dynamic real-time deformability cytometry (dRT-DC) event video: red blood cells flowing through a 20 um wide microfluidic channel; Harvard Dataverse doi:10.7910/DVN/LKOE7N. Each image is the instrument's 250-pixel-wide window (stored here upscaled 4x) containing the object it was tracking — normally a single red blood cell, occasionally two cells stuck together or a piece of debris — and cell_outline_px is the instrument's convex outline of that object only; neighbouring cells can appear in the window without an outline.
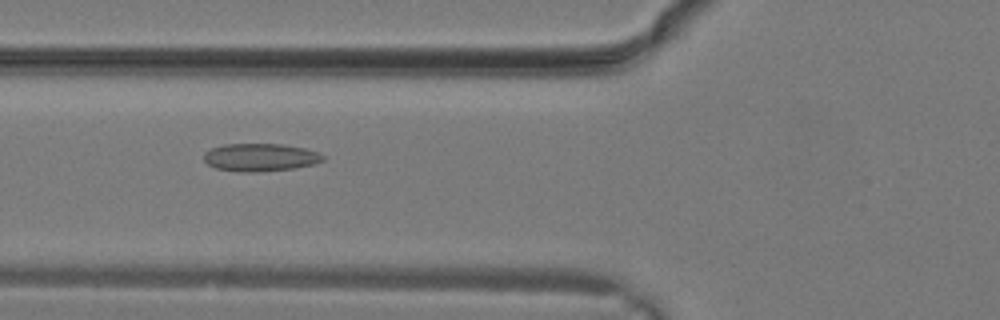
{"species": "common noctule bat (a hibernating species)", "species_latin": "Nyctalus noctula", "temperature_condition": "warm", "stored_images_in_passage": 20, "camera_frame_rate_fps": 3000, "um_per_image_px": 0.085, "animal": {"sex": "male", "body_mass_g": 19.2, "forearm_length_mm": 51.8}, "frame": {"image": 1, "passage_image": 4, "time_ms": 1.0, "image_size_px": [1000, 320], "cell_outline_px": [[324, 160], [316, 164], [296, 168], [256, 172], [240, 172], [216, 168], [208, 164], [204, 160], [204, 152], [212, 148], [224, 144], [284, 144], [304, 148], [320, 152], [324, 156]], "centroid_in_image_um": [22.16, 13.37], "position_along_channel_um": 103.6, "area_um2": 19.48}}
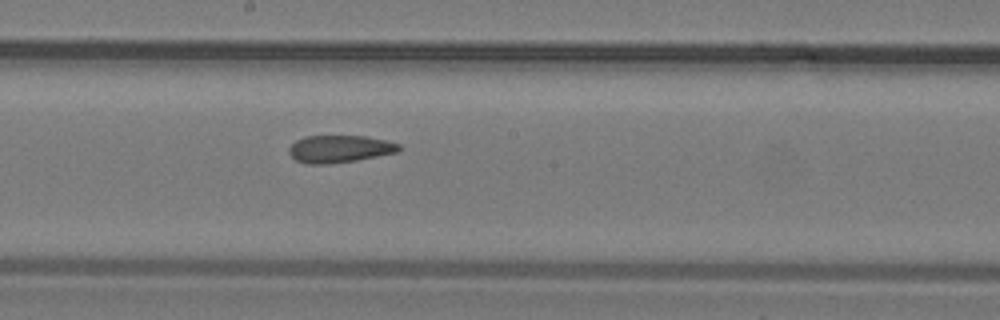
{"frame": {"image": 2, "passage_image": 9, "time_ms": 2.667, "image_size_px": [1000, 320], "cell_outline_px": [[400, 148], [396, 152], [356, 160], [328, 164], [308, 164], [296, 160], [288, 152], [288, 148], [296, 140], [304, 136], [364, 136], [388, 140], [400, 144]], "centroid_in_image_um": [28.84, 12.65], "position_along_channel_um": 219.4, "area_um2": 17.46}}
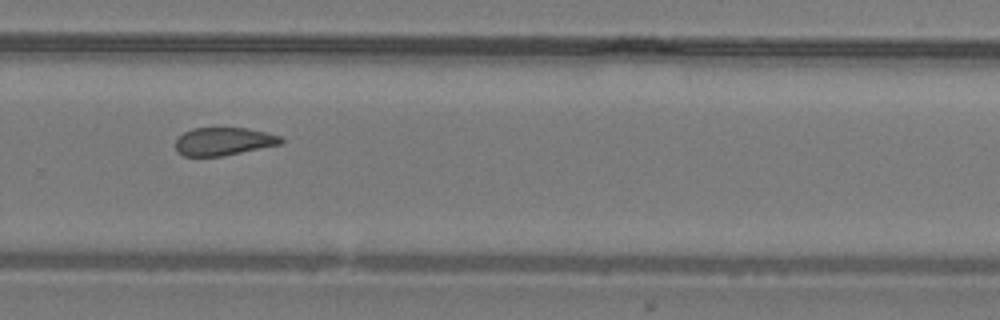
{"frame": {"image": 3, "passage_image": 13, "time_ms": 4.0, "image_size_px": [1000, 320], "cell_outline_px": [[284, 140], [280, 144], [224, 156], [184, 156], [176, 152], [176, 140], [184, 132], [192, 128], [244, 128], [264, 132], [280, 136]], "centroid_in_image_um": [18.97, 12.03], "position_along_channel_um": 310.8, "area_um2": 17.05}}